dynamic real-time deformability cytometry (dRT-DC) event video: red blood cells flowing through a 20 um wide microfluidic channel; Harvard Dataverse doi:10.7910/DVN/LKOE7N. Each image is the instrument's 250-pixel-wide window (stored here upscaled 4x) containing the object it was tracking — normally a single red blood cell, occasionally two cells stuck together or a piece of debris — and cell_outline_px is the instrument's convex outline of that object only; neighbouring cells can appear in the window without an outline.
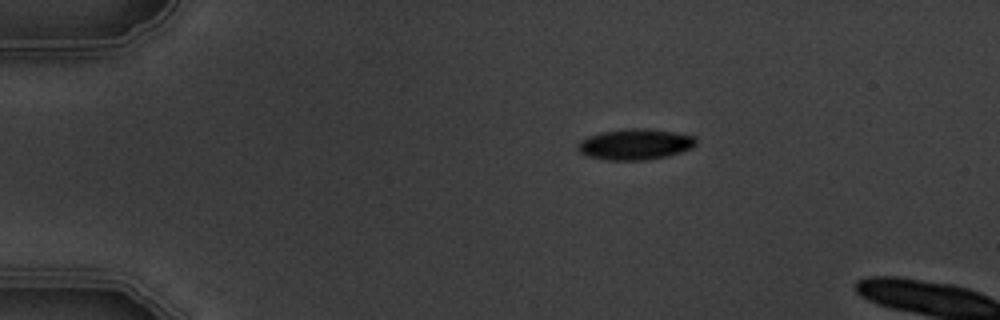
{"species": "common noctule bat (a hibernating species)", "species_latin": "Nyctalus noctula", "temperature_condition": "warm", "stored_images_in_passage": 2, "camera_frame_rate_fps": 3000, "um_per_image_px": 0.085, "animal": {"sex": "male", "body_mass_g": 19.5, "forearm_length_mm": 54.6}, "frame": {"image": 1, "passage_image": 1, "time_ms": 0.0, "image_size_px": [1000, 320], "cell_outline_px": [[696, 144], [692, 148], [668, 156], [644, 160], [608, 160], [588, 156], [580, 152], [576, 148], [576, 144], [580, 140], [588, 136], [600, 132], [624, 128], [644, 128], [672, 132], [696, 136]], "centroid_in_image_um": [53.96, 12.26], "position_along_channel_um": 31.0, "area_um2": 21.39}}